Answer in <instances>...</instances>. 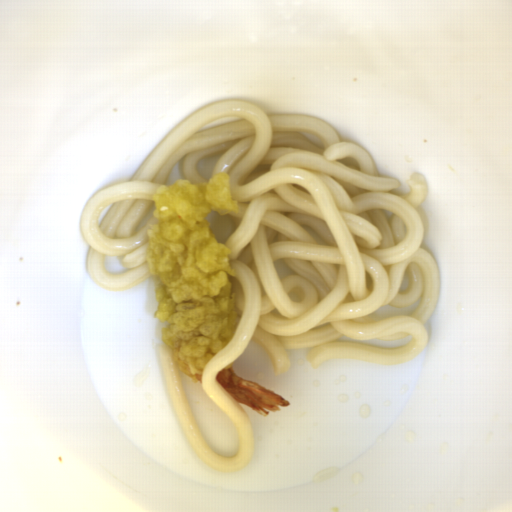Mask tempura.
<instances>
[{
    "label": "tempura",
    "mask_w": 512,
    "mask_h": 512,
    "mask_svg": "<svg viewBox=\"0 0 512 512\" xmlns=\"http://www.w3.org/2000/svg\"><path fill=\"white\" fill-rule=\"evenodd\" d=\"M216 382L239 404L265 416L278 408L289 406V401L278 394L235 373L233 363L224 365L217 373Z\"/></svg>",
    "instance_id": "d4f62c59"
},
{
    "label": "tempura",
    "mask_w": 512,
    "mask_h": 512,
    "mask_svg": "<svg viewBox=\"0 0 512 512\" xmlns=\"http://www.w3.org/2000/svg\"><path fill=\"white\" fill-rule=\"evenodd\" d=\"M152 199L145 259L159 281L154 319L174 363L201 384L209 359L230 344L238 323L232 249L218 242L206 217L212 210L237 213L240 204L226 173L205 183L180 179Z\"/></svg>",
    "instance_id": "8679c707"
}]
</instances>
